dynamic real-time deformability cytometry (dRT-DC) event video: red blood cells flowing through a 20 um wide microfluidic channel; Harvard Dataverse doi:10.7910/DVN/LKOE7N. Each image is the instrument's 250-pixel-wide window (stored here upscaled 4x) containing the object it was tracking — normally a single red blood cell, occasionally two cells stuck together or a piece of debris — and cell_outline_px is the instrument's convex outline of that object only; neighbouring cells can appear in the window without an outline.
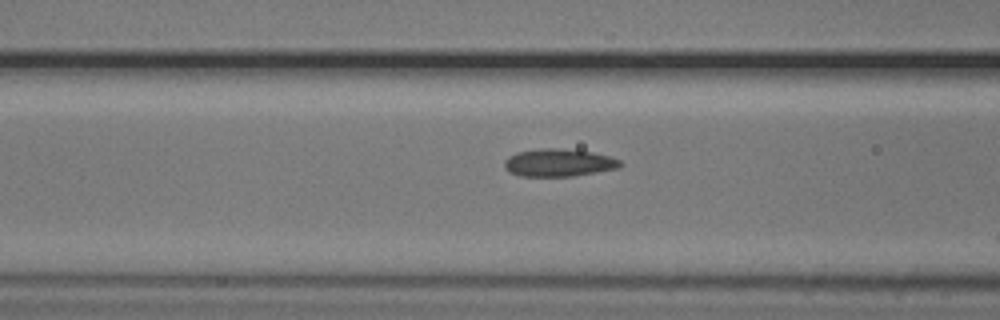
{"species": "common noctule bat (a hibernating species)", "species_latin": "Nyctalus noctula", "temperature_condition": "cold", "stored_images_in_passage": 11, "camera_frame_rate_fps": 3000, "um_per_image_px": 0.085, "animal": {"sex": "male", "body_mass_g": 20.5, "forearm_length_mm": 52.5}, "frame": {"image": 1, "passage_image": 10, "time_ms": 3.0, "image_size_px": [1000, 320], "cell_outline_px": [[624, 164], [620, 168], [572, 176], [520, 176], [508, 172], [504, 168], [504, 160], [508, 156], [516, 152], [540, 148], [560, 148], [592, 152], [612, 156], [620, 160]], "centroid_in_image_um": [47.49, 13.82], "position_along_channel_um": 119.1, "area_um2": 18.96}}